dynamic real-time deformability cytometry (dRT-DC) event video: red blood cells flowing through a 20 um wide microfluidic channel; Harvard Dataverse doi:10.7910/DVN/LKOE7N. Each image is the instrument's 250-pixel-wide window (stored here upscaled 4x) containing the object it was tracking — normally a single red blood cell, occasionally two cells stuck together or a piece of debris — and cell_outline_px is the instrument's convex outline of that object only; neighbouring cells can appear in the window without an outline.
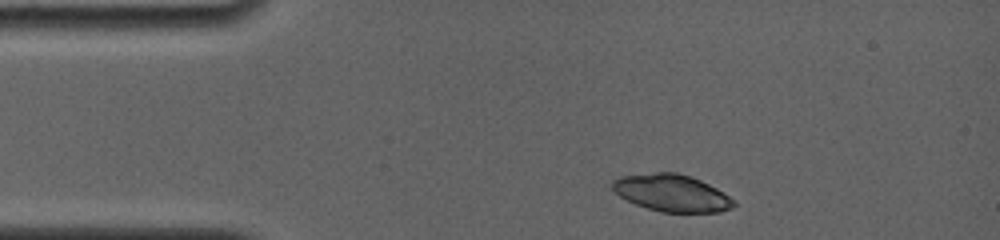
{"species": "common noctule bat (a hibernating species)", "species_latin": "Nyctalus noctula", "temperature_condition": "room temperature", "stored_images_in_passage": 3, "camera_frame_rate_fps": 4000, "um_per_image_px": 0.085, "animal": {"sex": "female", "body_mass_g": 19.0, "forearm_length_mm": 56.7}, "frame": {"image": 1, "passage_image": 1, "time_ms": 0.0, "image_size_px": [1000, 240], "cell_outline_px": [[736, 204], [732, 208], [720, 212], [660, 212], [636, 204], [620, 196], [608, 184], [612, 180], [620, 176], [656, 172], [676, 172], [692, 176], [716, 188], [736, 200]], "centroid_in_image_um": [57.1, 16.39], "position_along_channel_um": 27.9, "area_um2": 26.36}}